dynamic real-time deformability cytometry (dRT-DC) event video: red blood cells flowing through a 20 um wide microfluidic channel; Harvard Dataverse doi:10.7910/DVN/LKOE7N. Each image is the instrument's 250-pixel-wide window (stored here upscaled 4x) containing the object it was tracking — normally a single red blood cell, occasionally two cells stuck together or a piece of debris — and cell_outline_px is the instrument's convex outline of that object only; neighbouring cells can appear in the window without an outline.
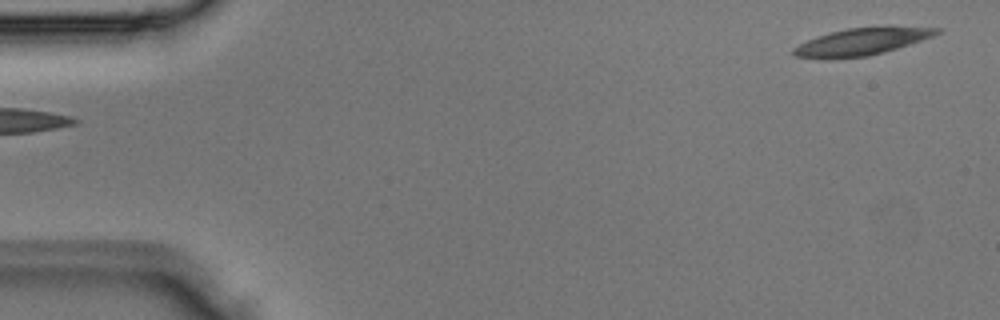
{"species": "Egyptian fruit bat (a non-hibernating species)", "species_latin": "Rousettus aegyptiacus", "temperature_condition": "room temperature", "stored_images_in_passage": 3, "segment_of_instrument_passage": [2, 2], "camera_frame_rate_fps": 3000, "um_per_image_px": 0.085, "animal": {"sex": "male"}, "frame": {"image": 1, "passage_image": 3, "time_ms": 0.667, "image_size_px": [1000, 320], "cell_outline_px": [[944, 28], [940, 32], [932, 36], [884, 52], [868, 56], [792, 56], [792, 48], [816, 36], [848, 28], [888, 24]], "centroid_in_image_um": [73.4, 3.45], "position_along_channel_um": 11.6, "area_um2": 22.37}}